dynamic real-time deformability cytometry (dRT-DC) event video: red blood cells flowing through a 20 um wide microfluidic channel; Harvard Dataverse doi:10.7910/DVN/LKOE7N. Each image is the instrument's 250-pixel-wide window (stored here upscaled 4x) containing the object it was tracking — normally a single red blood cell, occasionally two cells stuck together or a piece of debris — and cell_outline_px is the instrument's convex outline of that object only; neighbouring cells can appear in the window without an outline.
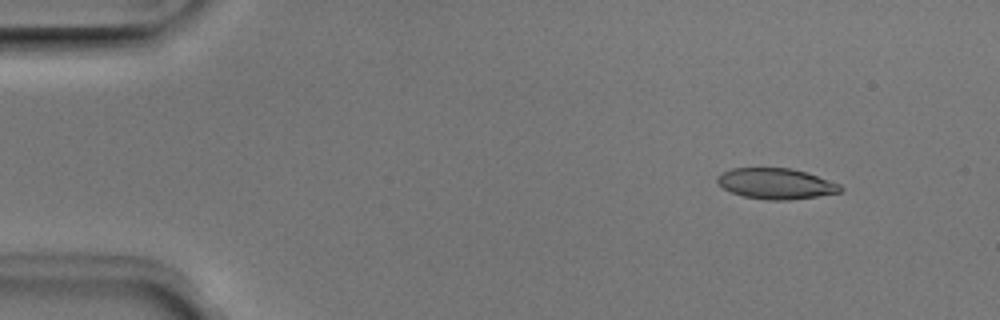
{"species": "Egyptian fruit bat (a non-hibernating species)", "species_latin": "Rousettus aegyptiacus", "temperature_condition": "room temperature", "stored_images_in_passage": 5, "camera_frame_rate_fps": 3000, "um_per_image_px": 0.085, "animal": {"sex": "male"}, "frame": {"image": 1, "passage_image": 1, "time_ms": 0.0, "image_size_px": [1000, 320], "cell_outline_px": [[844, 188], [840, 192], [816, 196], [788, 200], [768, 200], [744, 196], [732, 192], [724, 188], [716, 180], [716, 176], [732, 168], [792, 168], [840, 184]], "centroid_in_image_um": [65.95, 15.61], "position_along_channel_um": 19.0, "area_um2": 21.73}}
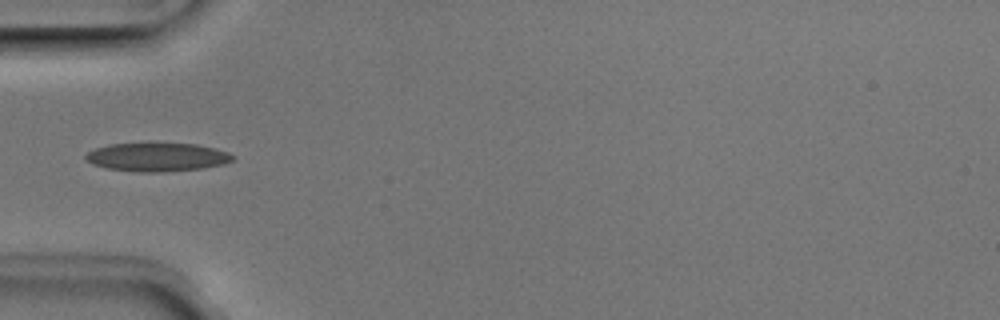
{"frame": {"image": 2, "passage_image": 4, "time_ms": 1.0, "image_size_px": [1000, 320], "cell_outline_px": [[236, 156], [232, 160], [224, 164], [204, 168], [160, 172], [140, 172], [108, 168], [92, 164], [84, 156], [88, 152], [96, 148], [108, 144], [148, 140], [196, 144], [216, 148], [228, 152]], "centroid_in_image_um": [13.37, 13.29], "position_along_channel_um": 71.6, "area_um2": 25.49}}